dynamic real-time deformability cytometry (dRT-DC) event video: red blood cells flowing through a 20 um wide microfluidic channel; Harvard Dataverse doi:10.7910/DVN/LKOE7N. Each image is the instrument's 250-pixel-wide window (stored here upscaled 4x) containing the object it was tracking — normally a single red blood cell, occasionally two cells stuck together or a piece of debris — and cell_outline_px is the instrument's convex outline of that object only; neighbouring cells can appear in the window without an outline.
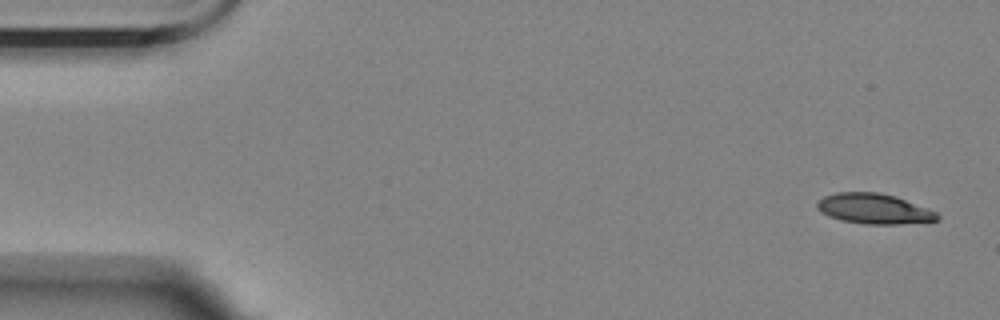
{"species": "Egyptian fruit bat (a non-hibernating species)", "species_latin": "Rousettus aegyptiacus", "temperature_condition": "room temperature", "stored_images_in_passage": 4, "camera_frame_rate_fps": 3000, "um_per_image_px": 0.085, "animal": {"sex": "female"}, "frame": {"image": 1, "passage_image": 1, "time_ms": 0.0, "image_size_px": [1000, 320], "cell_outline_px": [[940, 220], [900, 224], [864, 224], [840, 220], [828, 216], [820, 212], [816, 208], [816, 204], [824, 196], [836, 192], [876, 192], [896, 196], [936, 212], [940, 216]], "centroid_in_image_um": [74.26, 17.75], "position_along_channel_um": 10.7, "area_um2": 21.21}}
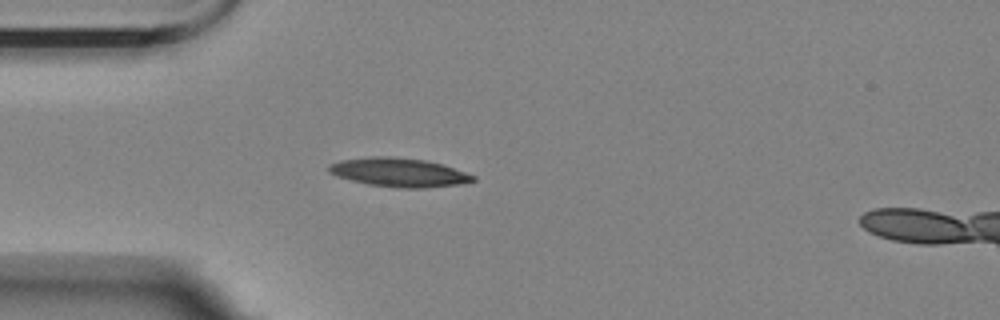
{"frame": {"image": 2, "passage_image": 4, "time_ms": 4.333, "image_size_px": [1000, 320], "cell_outline_px": [[476, 180], [456, 184], [424, 188], [404, 188], [368, 184], [336, 176], [328, 172], [328, 164], [340, 160], [368, 156], [392, 156], [424, 160], [440, 164], [476, 176]], "centroid_in_image_um": [33.84, 14.64], "position_along_channel_um": 51.2, "area_um2": 23.99}}